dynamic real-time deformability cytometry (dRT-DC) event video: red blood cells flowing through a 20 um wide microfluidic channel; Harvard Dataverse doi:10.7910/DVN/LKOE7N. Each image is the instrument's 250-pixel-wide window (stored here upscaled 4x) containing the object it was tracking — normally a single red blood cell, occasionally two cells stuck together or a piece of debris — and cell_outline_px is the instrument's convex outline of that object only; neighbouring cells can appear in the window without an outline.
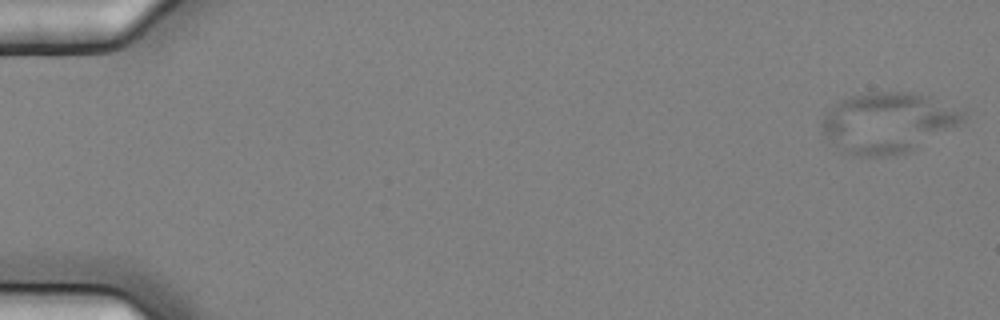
{"species": "common noctule bat (a hibernating species)", "species_latin": "Nyctalus noctula", "temperature_condition": "cold", "stored_images_in_passage": 11, "camera_frame_rate_fps": 3000, "um_per_image_px": 0.085, "animal": {"sex": "female", "body_mass_g": 25.1}, "frame": {"image": 1, "passage_image": 1, "time_ms": 0.0, "image_size_px": [1000, 320], "cell_outline_px": [[968, 116], [960, 124], [904, 152], [884, 156], [852, 156], [840, 152], [828, 144], [820, 132], [820, 124], [824, 112], [832, 104], [840, 100], [852, 96], [868, 92], [912, 92], [932, 96], [964, 112]], "centroid_in_image_um": [75.34, 10.41], "position_along_channel_um": 9.7, "area_um2": 50.17}}
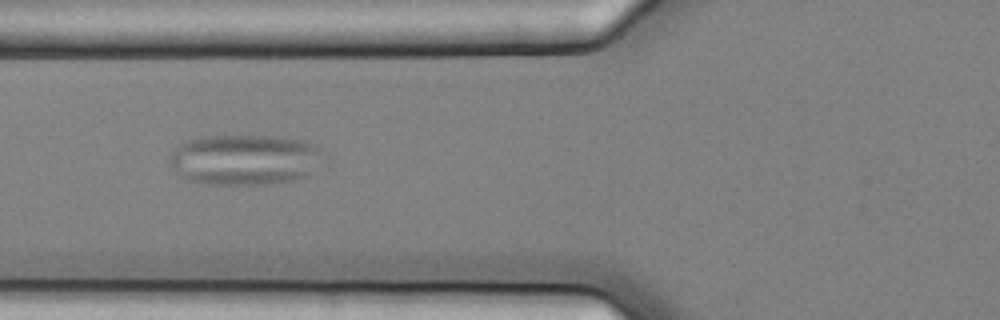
{"frame": {"image": 2, "passage_image": 6, "time_ms": 1.667, "image_size_px": [1000, 320], "cell_outline_px": [[320, 152], [308, 176], [296, 180], [264, 184], [208, 184], [188, 180], [180, 176], [172, 164], [172, 152], [180, 144], [188, 140], [200, 136], [272, 136], [304, 140], [312, 144]], "centroid_in_image_um": [20.74, 13.57], "position_along_channel_um": 105.1, "area_um2": 44.45}}